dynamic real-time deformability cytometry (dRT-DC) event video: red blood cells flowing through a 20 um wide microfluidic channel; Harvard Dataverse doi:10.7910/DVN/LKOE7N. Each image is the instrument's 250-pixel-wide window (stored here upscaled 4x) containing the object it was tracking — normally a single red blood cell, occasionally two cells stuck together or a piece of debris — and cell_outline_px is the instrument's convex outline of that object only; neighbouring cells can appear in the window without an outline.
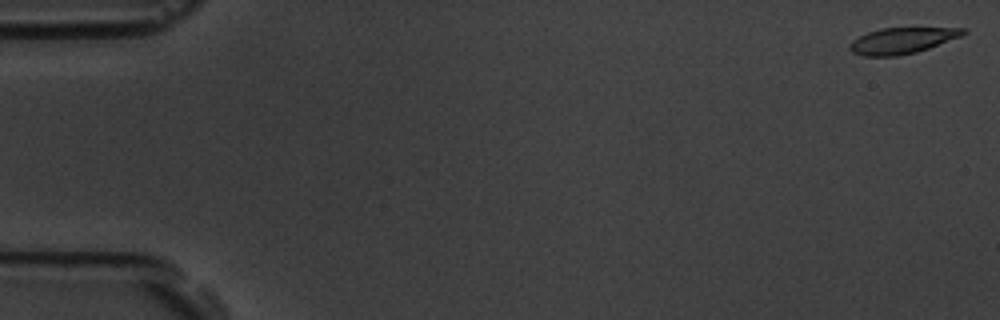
{"species": "common noctule bat (a hibernating species)", "species_latin": "Nyctalus noctula", "temperature_condition": "room temperature", "stored_images_in_passage": 10, "camera_frame_rate_fps": 3000, "um_per_image_px": 0.085, "animal": {"sex": "male", "body_mass_g": 19.5, "forearm_length_mm": 54.6}, "frame": {"image": 1, "passage_image": 1, "time_ms": 0.0, "image_size_px": [1000, 320], "cell_outline_px": [[968, 32], [960, 36], [928, 48], [916, 52], [896, 56], [864, 56], [852, 52], [848, 48], [852, 40], [868, 32], [880, 28], [964, 28]], "centroid_in_image_um": [76.64, 3.45], "position_along_channel_um": 8.4, "area_um2": 16.99}}
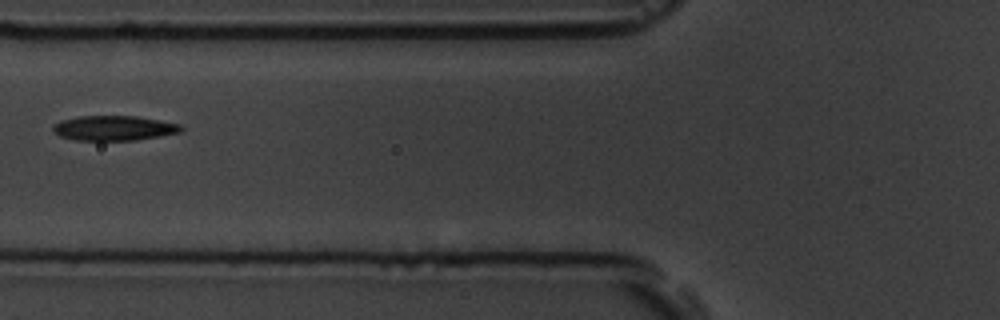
{"frame": {"image": 2, "passage_image": 7, "time_ms": 7.0, "image_size_px": [1000, 320], "cell_outline_px": [[184, 128], [180, 132], [160, 136], [136, 140], [76, 140], [60, 136], [52, 132], [52, 124], [64, 120], [80, 116], [136, 116], [160, 120], [180, 124]], "centroid_in_image_um": [9.68, 10.89], "position_along_channel_um": 116.1, "area_um2": 18.55}}
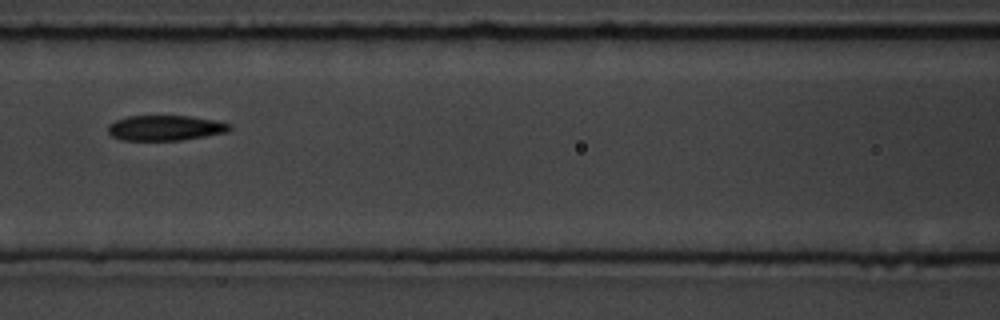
{"frame": {"image": 3, "passage_image": 8, "time_ms": 8.0, "image_size_px": [1000, 320], "cell_outline_px": [[232, 128], [228, 132], [180, 140], [120, 140], [112, 136], [108, 132], [108, 124], [116, 120], [128, 116], [188, 116], [216, 120], [232, 124]], "centroid_in_image_um": [14.06, 10.87], "position_along_channel_um": 152.5, "area_um2": 17.92}}